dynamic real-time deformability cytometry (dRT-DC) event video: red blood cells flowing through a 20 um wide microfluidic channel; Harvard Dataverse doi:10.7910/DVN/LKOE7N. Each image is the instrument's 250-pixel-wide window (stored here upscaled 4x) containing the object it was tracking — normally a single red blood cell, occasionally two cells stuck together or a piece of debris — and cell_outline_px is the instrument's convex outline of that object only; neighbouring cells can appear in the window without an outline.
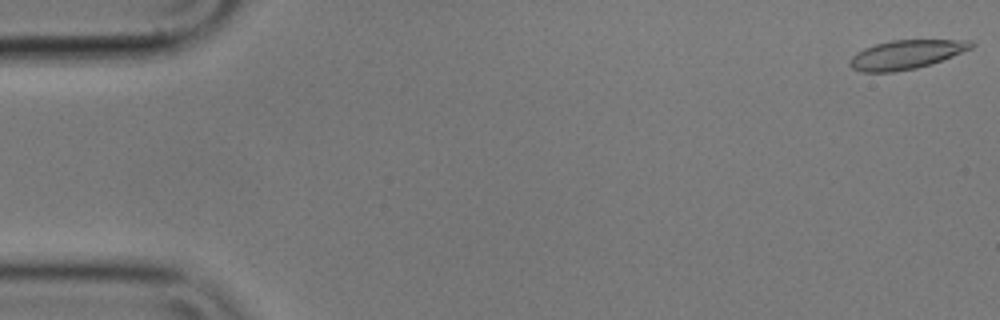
{"species": "common noctule bat (a hibernating species)", "species_latin": "Nyctalus noctula", "temperature_condition": "cold", "stored_images_in_passage": 56, "camera_frame_rate_fps": 3000, "um_per_image_px": 0.085, "animal": {"sex": "male", "body_mass_g": 17.9}, "frame": {"image": 1, "passage_image": 1, "time_ms": 0.0, "image_size_px": [1000, 320], "cell_outline_px": [[976, 44], [972, 48], [932, 64], [916, 68], [892, 72], [864, 72], [852, 68], [848, 64], [852, 56], [856, 52], [864, 48], [876, 44], [892, 40], [972, 40]], "centroid_in_image_um": [77.03, 4.63], "position_along_channel_um": 8.0, "area_um2": 20.46}}
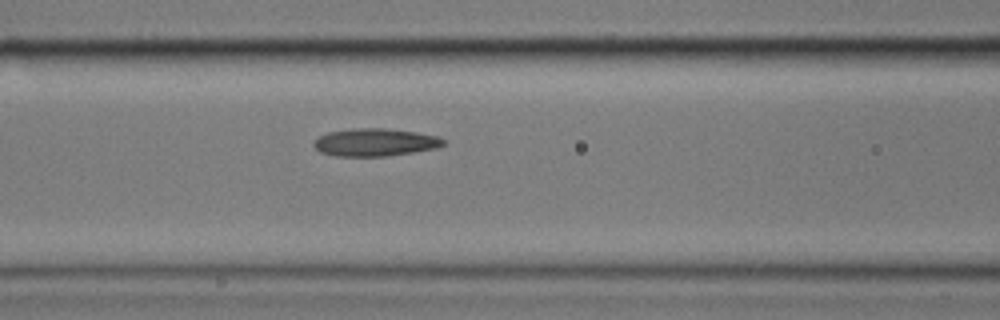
{"frame": {"image": 2, "passage_image": 23, "time_ms": 7.333, "image_size_px": [1000, 320], "cell_outline_px": [[448, 144], [436, 148], [388, 156], [336, 156], [320, 152], [312, 144], [320, 136], [328, 132], [352, 128], [384, 128], [416, 132], [436, 136], [448, 140]], "centroid_in_image_um": [31.92, 12.09], "position_along_channel_um": 134.7, "area_um2": 20.98}}
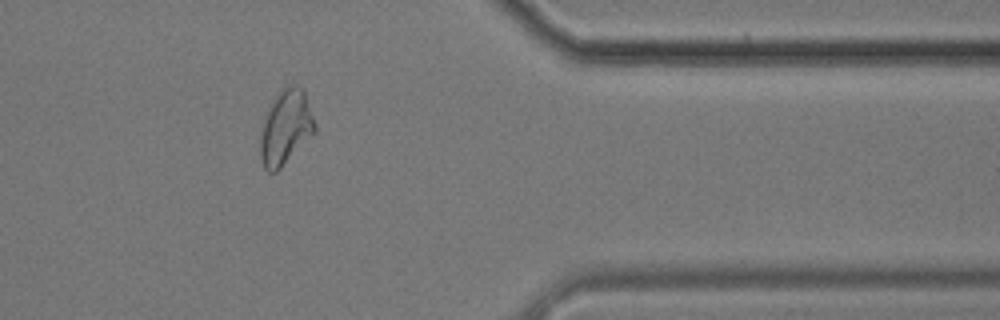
{"frame": {"image": 3, "passage_image": 46, "time_ms": 15.0, "image_size_px": [1000, 320], "cell_outline_px": [[316, 132], [276, 172], [268, 172], [264, 168], [260, 156], [260, 136], [264, 120], [268, 108], [272, 100], [280, 88], [292, 84], [296, 84], [304, 88], [316, 124]], "centroid_in_image_um": [24.3, 10.79], "position_along_channel_um": 387.1, "area_um2": 23.99}, "authors_computed_cell_mechanics": {"area_um2": 21.4149, "velocity_mm_per_s": 3.5352, "shape_relaxation_time_tau1_ms": null, "shape_relaxation_time_tau2_ms": 3.8275, "deformation_change_tau1": null, "deformation_change_tau2": 0.1197}}